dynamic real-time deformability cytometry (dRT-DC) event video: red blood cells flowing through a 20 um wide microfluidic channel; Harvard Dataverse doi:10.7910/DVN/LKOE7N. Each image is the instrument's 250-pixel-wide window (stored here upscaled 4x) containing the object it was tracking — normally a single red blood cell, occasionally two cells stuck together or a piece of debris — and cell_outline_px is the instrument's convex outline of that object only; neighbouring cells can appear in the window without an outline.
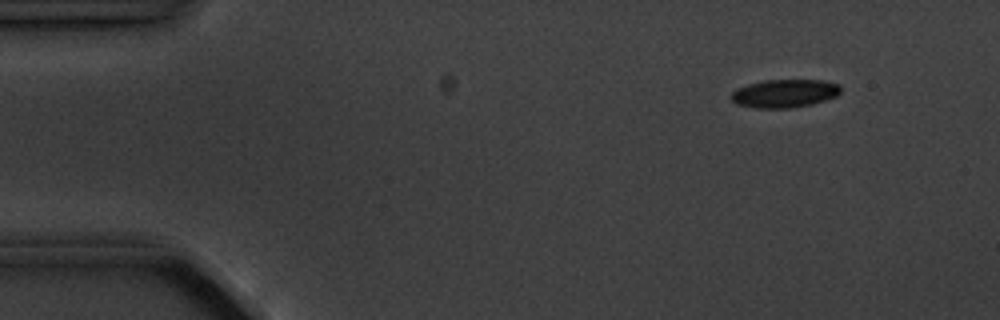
{"species": "common noctule bat (a hibernating species)", "species_latin": "Nyctalus noctula", "temperature_condition": "cold", "stored_images_in_passage": 5, "segment_of_instrument_passage": [1, 2], "camera_frame_rate_fps": 3000, "um_per_image_px": 0.085, "animal": {"sex": "male", "body_mass_g": 20.1, "forearm_length_mm": 53.5}, "frame": {"image": 1, "passage_image": 2, "time_ms": 1.333, "image_size_px": [1000, 320], "cell_outline_px": [[840, 92], [836, 96], [812, 104], [792, 108], [756, 108], [736, 104], [728, 96], [736, 88], [748, 84], [764, 80], [824, 80], [840, 84]], "centroid_in_image_um": [66.66, 7.94], "position_along_channel_um": 18.3, "area_um2": 18.15}}